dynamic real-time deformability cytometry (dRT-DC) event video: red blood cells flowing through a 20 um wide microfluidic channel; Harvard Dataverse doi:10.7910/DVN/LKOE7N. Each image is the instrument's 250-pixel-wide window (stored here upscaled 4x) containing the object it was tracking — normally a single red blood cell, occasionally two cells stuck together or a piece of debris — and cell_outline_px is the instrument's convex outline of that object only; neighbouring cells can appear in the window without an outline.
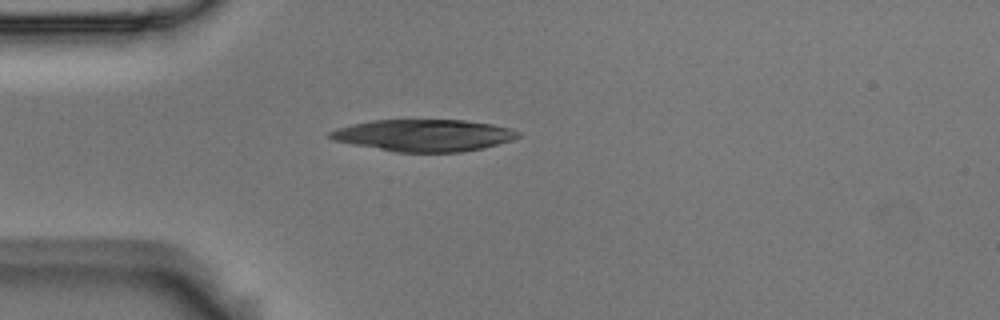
{"species": "Egyptian fruit bat (a non-hibernating species)", "species_latin": "Rousettus aegyptiacus", "temperature_condition": "room temperature", "stored_images_in_passage": 4, "camera_frame_rate_fps": 3000, "um_per_image_px": 0.085, "animal": {"sex": "male"}, "frame": {"image": 1, "passage_image": 3, "time_ms": 0.667, "image_size_px": [1000, 320], "cell_outline_px": [[520, 136], [512, 140], [484, 148], [460, 152], [396, 152], [332, 140], [328, 136], [328, 132], [336, 128], [352, 124], [372, 120], [464, 120], [492, 124], [512, 128], [520, 132]], "centroid_in_image_um": [36.04, 11.5], "position_along_channel_um": 49.0, "area_um2": 35.03}}